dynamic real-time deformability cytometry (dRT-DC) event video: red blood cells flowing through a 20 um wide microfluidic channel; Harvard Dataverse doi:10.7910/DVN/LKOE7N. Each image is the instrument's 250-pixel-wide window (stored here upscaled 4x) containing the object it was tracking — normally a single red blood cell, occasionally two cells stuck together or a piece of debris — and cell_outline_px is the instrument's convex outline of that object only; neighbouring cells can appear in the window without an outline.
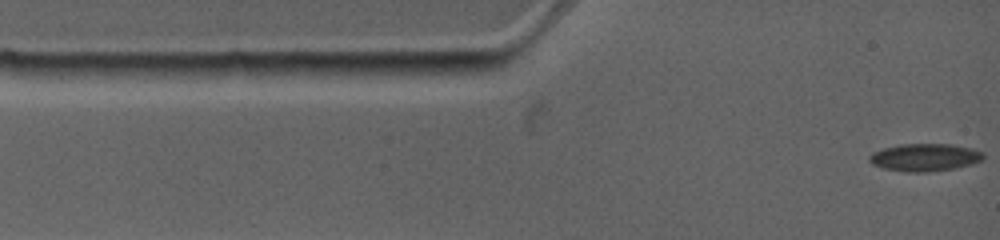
{"species": "common noctule bat (a hibernating species)", "species_latin": "Nyctalus noctula", "temperature_condition": "warm", "stored_images_in_passage": 92, "camera_frame_rate_fps": 4500, "um_per_image_px": 0.085, "animal": {"sex": "female", "body_mass_g": 19.0, "forearm_length_mm": 53.3}, "frame": {"image": 1, "passage_image": 1, "time_ms": 0.0, "image_size_px": [1000, 240], "cell_outline_px": [[984, 156], [980, 160], [956, 168], [928, 172], [908, 172], [884, 168], [872, 164], [868, 160], [868, 156], [872, 152], [884, 148], [900, 144], [952, 144], [972, 148], [984, 152]], "centroid_in_image_um": [78.58, 13.37], "position_along_channel_um": 6.4, "area_um2": 18.26}}
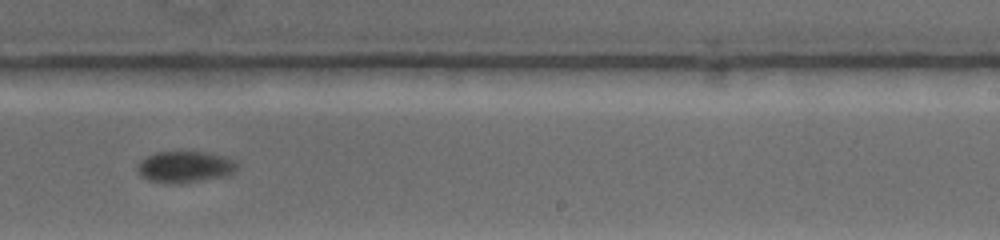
{"frame": {"image": 2, "passage_image": 34, "time_ms": 8.222, "image_size_px": [1000, 240], "cell_outline_px": [[236, 172], [224, 176], [176, 184], [164, 184], [148, 180], [140, 176], [136, 168], [140, 160], [156, 152], [208, 152], [224, 156], [236, 160]], "centroid_in_image_um": [15.69, 14.19], "position_along_channel_um": 273.3, "area_um2": 18.38}}
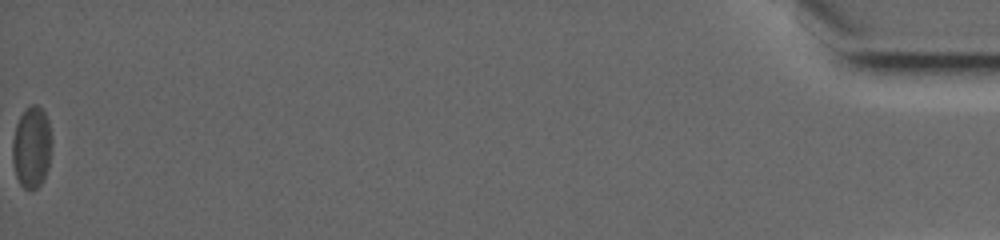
{"frame": {"image": 3, "passage_image": 92, "time_ms": 17.333, "image_size_px": [1000, 240], "cell_outline_px": [[52, 144], [48, 168], [40, 184], [36, 188], [24, 188], [20, 184], [16, 176], [12, 160], [12, 140], [16, 124], [24, 108], [32, 104], [36, 104], [44, 112], [48, 120], [52, 136]], "centroid_in_image_um": [2.69, 12.47], "position_along_channel_um": 432.5, "area_um2": 18.84}, "authors_computed_cell_mechanics": {"area_um2": 18.6116, "velocity_mm_per_s": 3.76, "shape_relaxation_time_tau1_ms": 4.541, "shape_relaxation_time_tau2_ms": null, "deformation_change_tau1": 0.0892, "deformation_change_tau2": null}}